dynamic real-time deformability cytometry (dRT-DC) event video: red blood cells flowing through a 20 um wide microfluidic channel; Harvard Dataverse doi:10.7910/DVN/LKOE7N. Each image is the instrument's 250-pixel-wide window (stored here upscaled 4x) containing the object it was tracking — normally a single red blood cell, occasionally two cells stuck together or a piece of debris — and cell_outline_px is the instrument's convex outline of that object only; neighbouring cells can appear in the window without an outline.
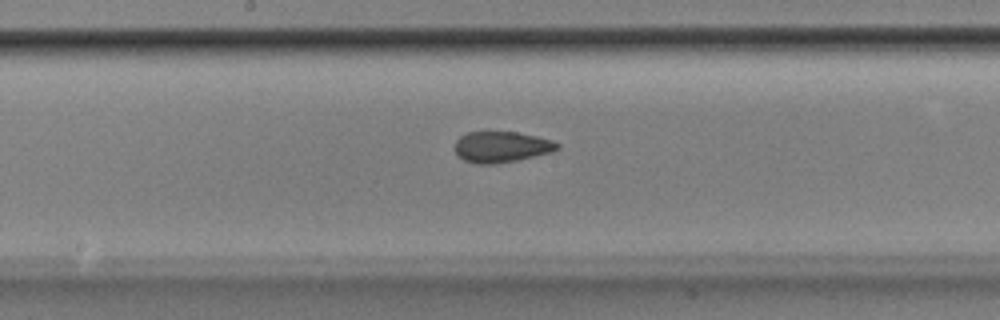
{"species": "Egyptian fruit bat (a non-hibernating species)", "species_latin": "Rousettus aegyptiacus", "temperature_condition": "room temperature", "stored_images_in_passage": 53, "segment_of_instrument_passage": [1, 2], "camera_frame_rate_fps": 3000, "um_per_image_px": 0.085, "animal": {"sex": "male"}, "frame": {"image": 1, "passage_image": 27, "time_ms": 8.667, "image_size_px": [1000, 320], "cell_outline_px": [[560, 148], [552, 152], [516, 160], [496, 164], [476, 164], [464, 160], [456, 156], [456, 140], [460, 136], [468, 132], [516, 132], [536, 136], [552, 140], [560, 144]], "centroid_in_image_um": [42.62, 12.49], "position_along_channel_um": 205.6, "area_um2": 18.5}}
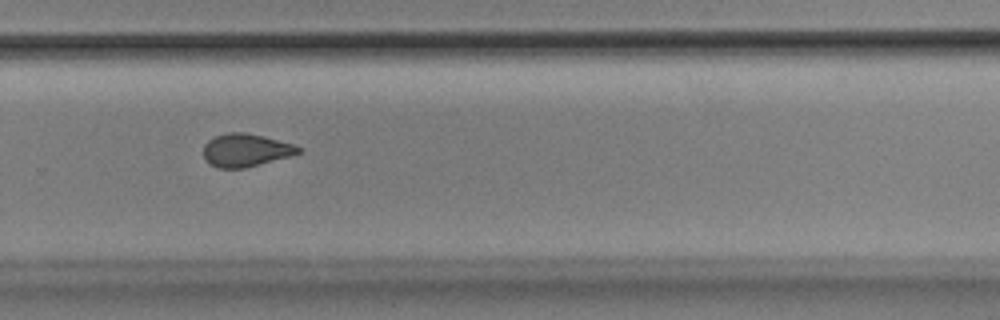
{"frame": {"image": 2, "passage_image": 35, "time_ms": 11.333, "image_size_px": [1000, 320], "cell_outline_px": [[300, 152], [288, 156], [244, 168], [220, 168], [208, 164], [204, 160], [204, 144], [208, 140], [216, 136], [228, 132], [248, 132], [264, 136], [292, 144], [300, 148]], "centroid_in_image_um": [20.82, 12.76], "position_along_channel_um": 309.0, "area_um2": 18.03}}
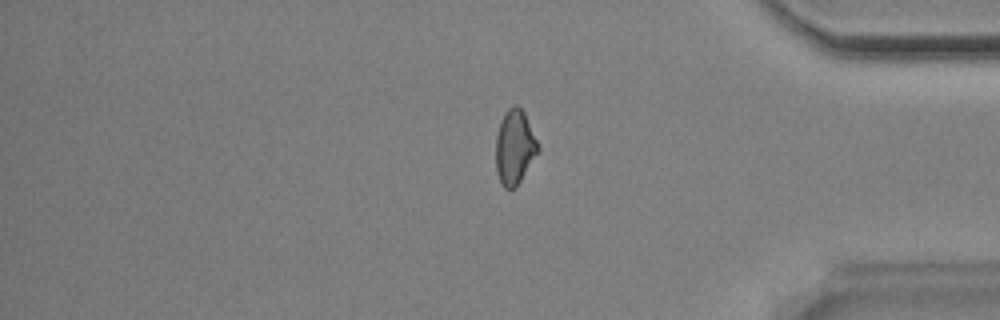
{"frame": {"image": 3, "passage_image": 43, "time_ms": 14.0, "image_size_px": [1000, 320], "cell_outline_px": [[540, 148], [516, 188], [504, 188], [496, 172], [496, 136], [504, 112], [512, 104], [516, 104], [524, 112]], "centroid_in_image_um": [43.73, 12.5], "position_along_channel_um": 391.5, "area_um2": 18.15}}